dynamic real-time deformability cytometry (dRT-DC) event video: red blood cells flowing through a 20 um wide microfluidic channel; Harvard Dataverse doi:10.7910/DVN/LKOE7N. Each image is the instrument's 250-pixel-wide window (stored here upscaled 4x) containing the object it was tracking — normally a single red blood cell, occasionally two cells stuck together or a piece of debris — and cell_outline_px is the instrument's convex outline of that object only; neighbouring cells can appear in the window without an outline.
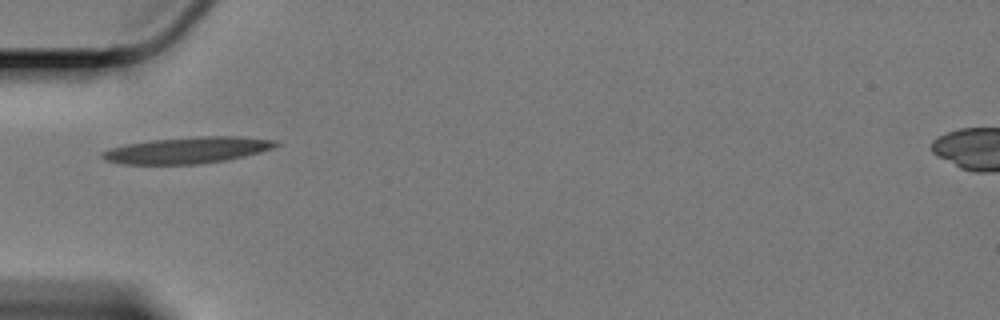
{"species": "Egyptian fruit bat (a non-hibernating species)", "species_latin": "Rousettus aegyptiacus", "temperature_condition": "cold", "stored_images_in_passage": 26, "camera_frame_rate_fps": 3000, "um_per_image_px": 0.085, "animal": {"sex": "female"}, "frame": {"image": 1, "passage_image": 1, "time_ms": 0.0, "image_size_px": [1000, 320], "cell_outline_px": [[280, 144], [272, 148], [260, 152], [228, 160], [196, 164], [120, 164], [104, 160], [100, 156], [100, 152], [108, 148], [124, 144], [152, 140], [200, 136], [240, 136], [276, 140]], "centroid_in_image_um": [15.89, 12.76], "position_along_channel_um": 69.1, "area_um2": 26.88}}
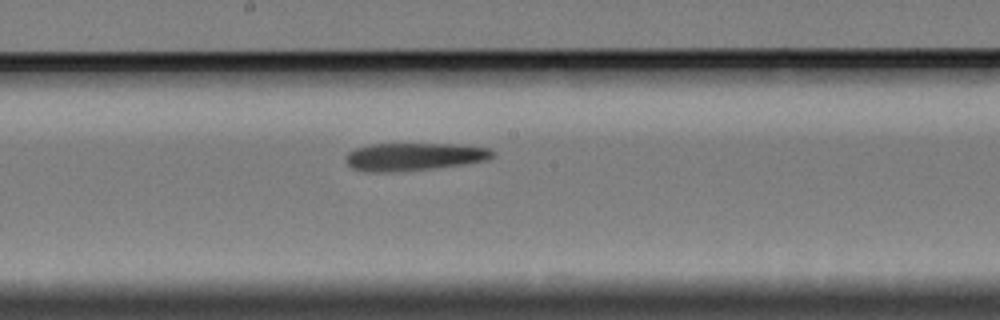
{"frame": {"image": 2, "passage_image": 14, "time_ms": 4.333, "image_size_px": [1000, 320], "cell_outline_px": [[496, 156], [488, 160], [464, 164], [432, 168], [396, 172], [364, 172], [352, 168], [344, 160], [344, 156], [348, 152], [356, 148], [372, 144], [456, 144], [488, 148], [496, 152]], "centroid_in_image_um": [35.18, 13.32], "position_along_channel_um": 213.0, "area_um2": 23.99}}
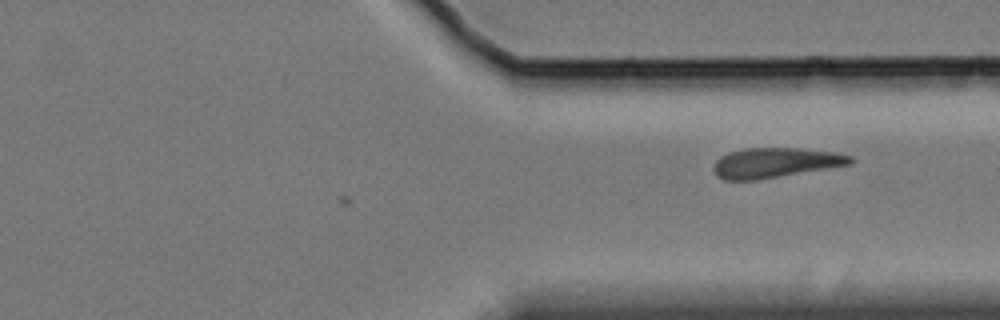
{"frame": {"image": 3, "passage_image": 26, "time_ms": 8.333, "image_size_px": [1000, 320], "cell_outline_px": [[852, 164], [756, 180], [724, 180], [716, 176], [712, 168], [716, 160], [720, 156], [728, 152], [744, 148], [800, 148], [836, 152], [852, 156]], "centroid_in_image_um": [65.86, 13.83], "position_along_channel_um": 345.5, "area_um2": 23.93}}